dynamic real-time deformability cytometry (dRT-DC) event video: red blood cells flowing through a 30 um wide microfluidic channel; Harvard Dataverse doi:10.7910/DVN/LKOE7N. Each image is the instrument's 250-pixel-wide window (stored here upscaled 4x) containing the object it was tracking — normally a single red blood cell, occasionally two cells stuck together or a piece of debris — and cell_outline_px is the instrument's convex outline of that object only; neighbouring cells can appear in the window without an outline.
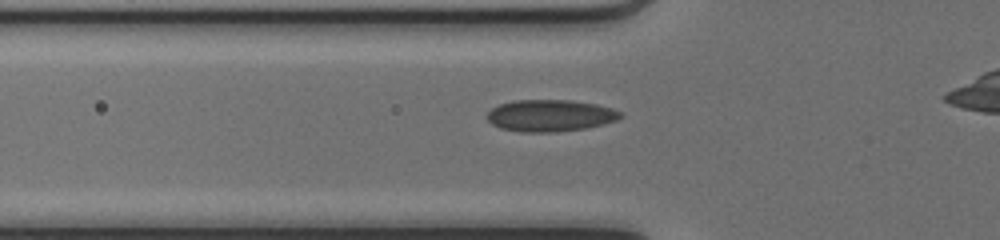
{"species": "common noctule bat (a hibernating species)", "species_latin": "Nyctalus noctula", "temperature_condition": "cold", "stored_images_in_passage": 35, "camera_frame_rate_fps": 3000, "um_per_image_px": 0.085, "animal": {"sex": "female", "body_mass_g": 17.0, "forearm_length_mm": 48.0}, "frame": {"image": 1, "passage_image": 9, "time_ms": 2.667, "image_size_px": [1000, 240], "cell_outline_px": [[624, 116], [616, 120], [604, 124], [584, 128], [556, 132], [520, 132], [500, 128], [492, 124], [484, 116], [492, 108], [500, 104], [512, 100], [572, 100], [596, 104], [612, 108], [620, 112]], "centroid_in_image_um": [46.74, 9.82], "position_along_channel_um": 79.1, "area_um2": 24.85}}
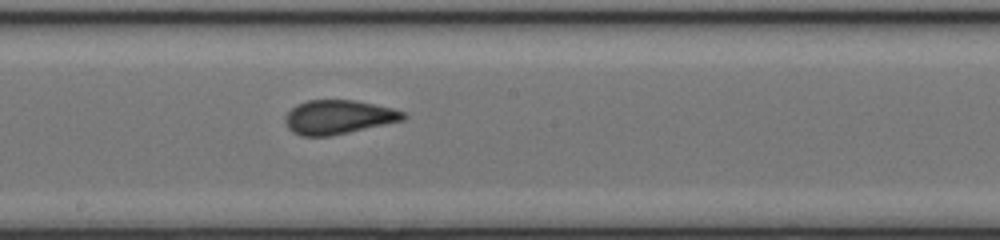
{"frame": {"image": 2, "passage_image": 19, "time_ms": 6.0, "image_size_px": [1000, 240], "cell_outline_px": [[408, 116], [404, 120], [332, 136], [300, 136], [292, 132], [288, 128], [284, 120], [284, 116], [296, 104], [308, 100], [352, 100], [392, 108], [404, 112]], "centroid_in_image_um": [28.74, 9.96], "position_along_channel_um": 219.5, "area_um2": 23.47}}
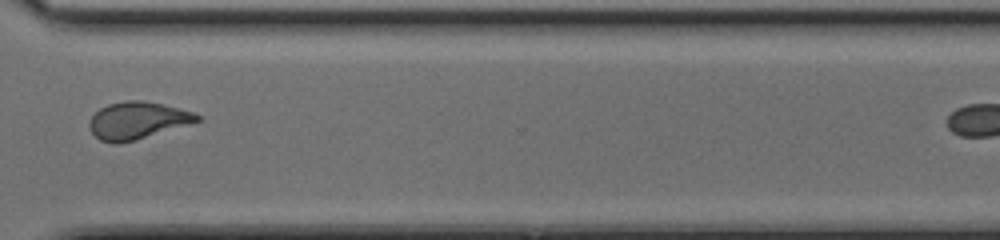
{"frame": {"image": 3, "passage_image": 29, "time_ms": 9.333, "image_size_px": [1000, 240], "cell_outline_px": [[200, 120], [136, 140], [120, 144], [112, 144], [100, 140], [88, 128], [88, 124], [92, 116], [100, 108], [108, 104], [128, 100], [140, 100], [164, 104], [192, 112], [200, 116]], "centroid_in_image_um": [11.62, 10.25], "position_along_channel_um": 359.0, "area_um2": 23.18}, "authors_computed_cell_mechanics": {"area_um2": 23.5824, "velocity_mm_per_s": 4.1833, "shape_relaxation_time_tau1_ms": null, "shape_relaxation_time_tau2_ms": 0.8123, "deformation_change_tau1": null, "deformation_change_tau2": 0.0644}}